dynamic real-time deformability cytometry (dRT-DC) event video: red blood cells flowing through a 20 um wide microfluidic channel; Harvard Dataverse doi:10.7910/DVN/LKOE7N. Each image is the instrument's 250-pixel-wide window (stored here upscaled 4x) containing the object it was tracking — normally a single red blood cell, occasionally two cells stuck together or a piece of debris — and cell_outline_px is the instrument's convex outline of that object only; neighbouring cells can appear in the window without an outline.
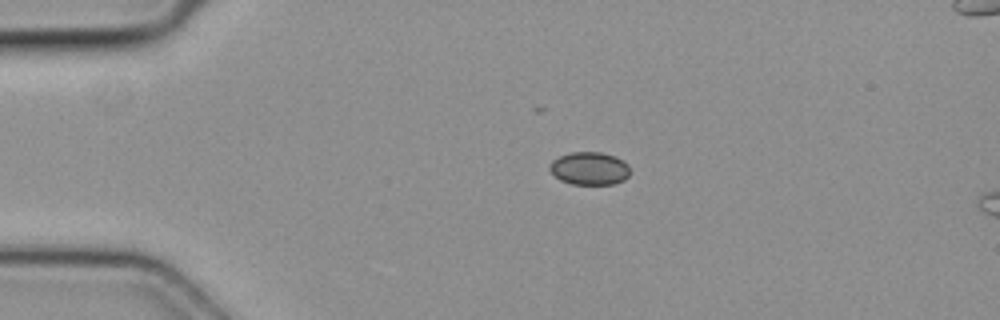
{"species": "common noctule bat (a hibernating species)", "species_latin": "Nyctalus noctula", "temperature_condition": "cold", "stored_images_in_passage": 4, "camera_frame_rate_fps": 3000, "um_per_image_px": 0.085, "animal": {"sex": "female", "body_mass_g": 19.3, "forearm_length_mm": 54.1}, "frame": {"image": 1, "passage_image": 2, "time_ms": 0.333, "image_size_px": [1000, 320], "cell_outline_px": [[628, 176], [624, 180], [612, 184], [572, 184], [560, 180], [548, 168], [548, 164], [552, 160], [560, 156], [572, 152], [600, 152], [616, 156], [624, 160], [628, 164]], "centroid_in_image_um": [50.1, 14.31], "position_along_channel_um": 34.9, "area_um2": 15.43}}